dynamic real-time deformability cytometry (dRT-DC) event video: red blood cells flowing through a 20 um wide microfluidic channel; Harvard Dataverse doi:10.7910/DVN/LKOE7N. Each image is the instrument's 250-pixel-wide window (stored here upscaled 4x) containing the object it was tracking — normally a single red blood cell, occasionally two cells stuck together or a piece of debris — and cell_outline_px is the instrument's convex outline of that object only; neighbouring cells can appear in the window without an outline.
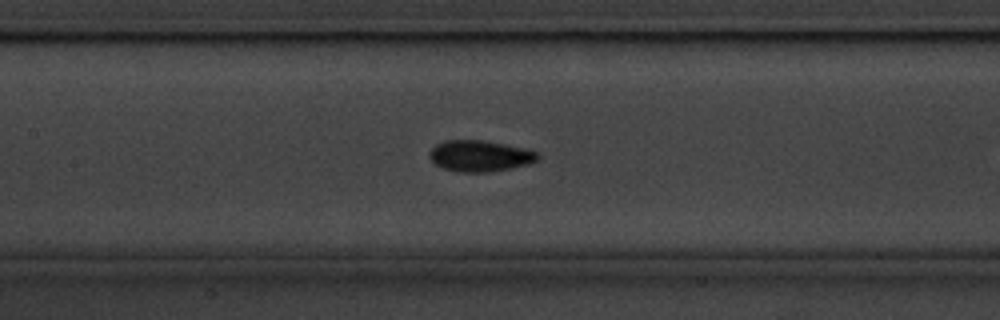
{"species": "common noctule bat (a hibernating species)", "species_latin": "Nyctalus noctula", "temperature_condition": "cold", "stored_images_in_passage": 16, "camera_frame_rate_fps": 3000, "um_per_image_px": 0.085, "animal": {"sex": "male", "body_mass_g": 20.1, "forearm_length_mm": 53.5}, "frame": {"image": 1, "passage_image": 14, "time_ms": 4.333, "image_size_px": [1000, 320], "cell_outline_px": [[540, 156], [536, 160], [528, 164], [512, 168], [488, 172], [460, 172], [444, 168], [436, 164], [428, 156], [428, 152], [436, 144], [444, 140], [484, 140], [524, 148], [536, 152]], "centroid_in_image_um": [40.77, 13.25], "position_along_channel_um": 166.6, "area_um2": 19.59}}